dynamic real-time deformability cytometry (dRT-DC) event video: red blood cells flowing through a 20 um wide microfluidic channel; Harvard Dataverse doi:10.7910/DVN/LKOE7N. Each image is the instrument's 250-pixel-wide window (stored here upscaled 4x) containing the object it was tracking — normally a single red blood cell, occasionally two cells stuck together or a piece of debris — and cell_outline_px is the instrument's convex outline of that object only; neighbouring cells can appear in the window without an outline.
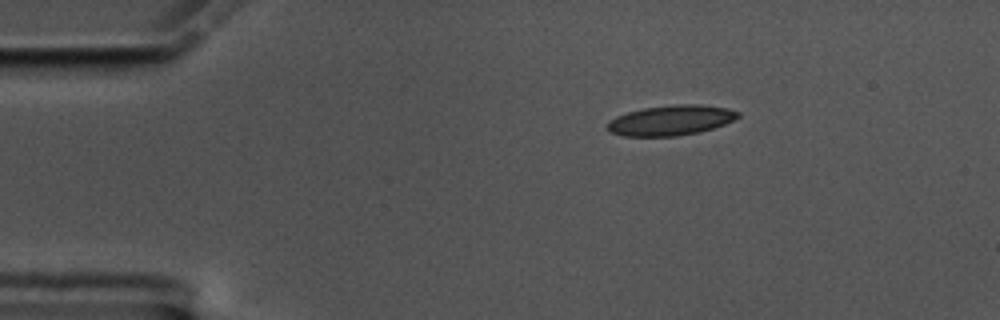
{"species": "common noctule bat (a hibernating species)", "species_latin": "Nyctalus noctula", "temperature_condition": "cold", "stored_images_in_passage": 48, "camera_frame_rate_fps": 3000, "um_per_image_px": 0.085, "animal": {"sex": "male", "body_mass_g": 17.5, "forearm_length_mm": 52.3}, "frame": {"image": 1, "passage_image": 1, "time_ms": 0.0, "image_size_px": [1000, 320], "cell_outline_px": [[740, 116], [724, 124], [700, 132], [676, 136], [624, 136], [612, 132], [608, 128], [608, 120], [616, 116], [628, 112], [644, 108], [676, 104], [700, 104], [728, 108], [740, 112]], "centroid_in_image_um": [57.04, 10.22], "position_along_channel_um": 28.0, "area_um2": 22.83}}
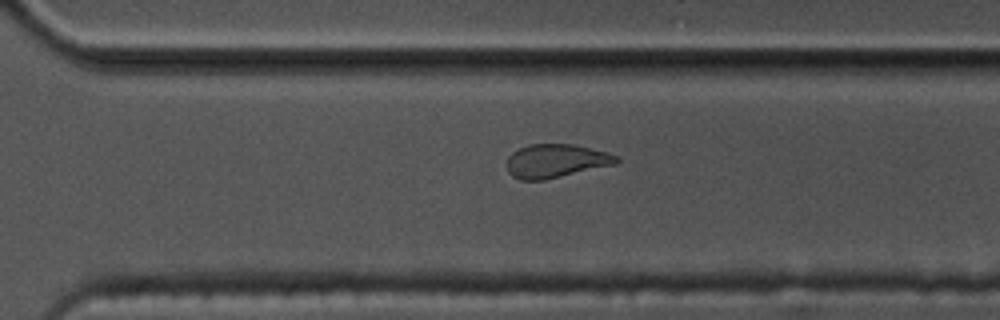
{"frame": {"image": 2, "passage_image": 31, "time_ms": 10.0, "image_size_px": [1000, 320], "cell_outline_px": [[620, 160], [616, 164], [544, 180], [520, 180], [512, 176], [508, 172], [508, 156], [512, 152], [528, 144], [572, 144], [608, 152], [616, 156]], "centroid_in_image_um": [47.24, 13.68], "position_along_channel_um": 323.4, "area_um2": 21.39}}
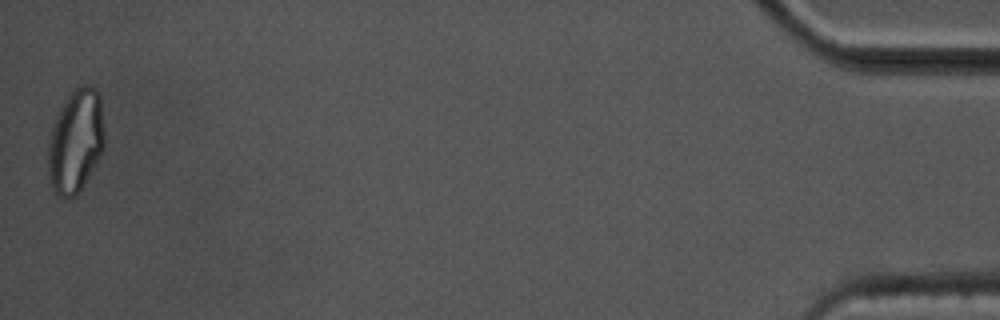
{"frame": {"image": 3, "passage_image": 48, "time_ms": 15.667, "image_size_px": [1000, 320], "cell_outline_px": [[104, 148], [100, 156], [80, 192], [76, 196], [64, 200], [56, 196], [48, 176], [48, 144], [52, 128], [56, 116], [68, 96], [76, 88], [84, 84], [88, 84], [96, 88], [100, 96], [104, 132]], "centroid_in_image_um": [6.43, 12.05], "position_along_channel_um": 428.8, "area_um2": 34.22}, "authors_computed_cell_mechanics": {"area_um2": 22.8021, "velocity_mm_per_s": 3.516, "shape_relaxation_time_tau1_ms": 8.6054, "shape_relaxation_time_tau2_ms": 3.041, "deformation_change_tau1": 0.1674, "deformation_change_tau2": 0.0968}}